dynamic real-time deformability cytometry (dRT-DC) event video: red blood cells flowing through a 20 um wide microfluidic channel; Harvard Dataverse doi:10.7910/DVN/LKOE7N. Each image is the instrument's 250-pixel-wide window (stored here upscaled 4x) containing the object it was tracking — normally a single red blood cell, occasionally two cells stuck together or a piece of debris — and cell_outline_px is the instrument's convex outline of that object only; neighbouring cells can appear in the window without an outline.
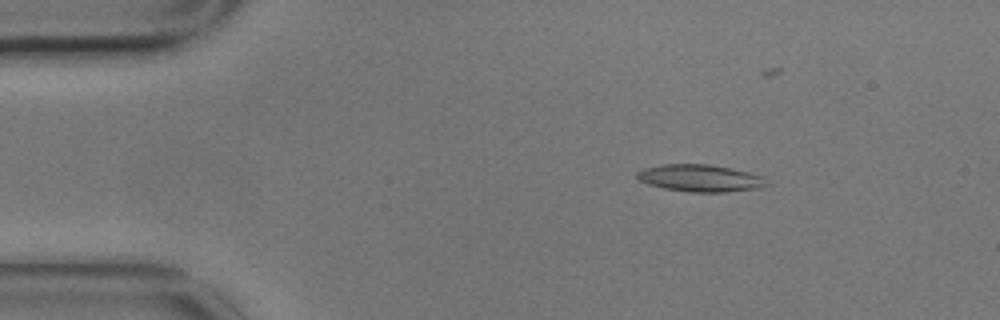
{"species": "common noctule bat (a hibernating species)", "species_latin": "Nyctalus noctula", "temperature_condition": "cold", "stored_images_in_passage": 5, "camera_frame_rate_fps": 3000, "um_per_image_px": 0.085, "animal": {"sex": "male", "body_mass_g": 17.9}, "frame": {"image": 1, "passage_image": 3, "time_ms": 0.667, "image_size_px": [1000, 320], "cell_outline_px": [[768, 184], [756, 188], [724, 192], [688, 192], [664, 188], [648, 184], [640, 180], [636, 176], [636, 172], [644, 168], [664, 164], [708, 164], [748, 172], [760, 176]], "centroid_in_image_um": [59.44, 15.14], "position_along_channel_um": 25.6, "area_um2": 20.11}}